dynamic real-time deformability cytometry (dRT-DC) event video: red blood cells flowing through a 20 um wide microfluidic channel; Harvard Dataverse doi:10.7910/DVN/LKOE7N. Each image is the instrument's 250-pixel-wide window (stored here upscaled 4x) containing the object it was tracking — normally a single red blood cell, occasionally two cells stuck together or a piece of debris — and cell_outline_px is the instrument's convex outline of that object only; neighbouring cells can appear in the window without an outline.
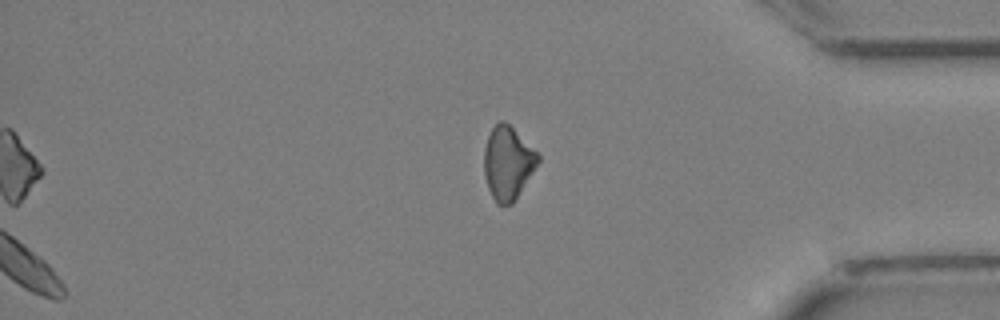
{"species": "Egyptian fruit bat (a non-hibernating species)", "species_latin": "Rousettus aegyptiacus", "temperature_condition": "cold", "stored_images_in_passage": 31, "camera_frame_rate_fps": 3000, "um_per_image_px": 0.085, "animal": {"sex": "female"}, "frame": {"image": 1, "passage_image": 31, "time_ms": 10.0, "image_size_px": [1000, 320], "cell_outline_px": [[540, 160], [512, 204], [496, 204], [488, 188], [484, 176], [484, 148], [488, 136], [492, 128], [500, 120], [504, 120], [540, 156]], "centroid_in_image_um": [43.13, 13.86], "position_along_channel_um": 392.1, "area_um2": 22.54}}